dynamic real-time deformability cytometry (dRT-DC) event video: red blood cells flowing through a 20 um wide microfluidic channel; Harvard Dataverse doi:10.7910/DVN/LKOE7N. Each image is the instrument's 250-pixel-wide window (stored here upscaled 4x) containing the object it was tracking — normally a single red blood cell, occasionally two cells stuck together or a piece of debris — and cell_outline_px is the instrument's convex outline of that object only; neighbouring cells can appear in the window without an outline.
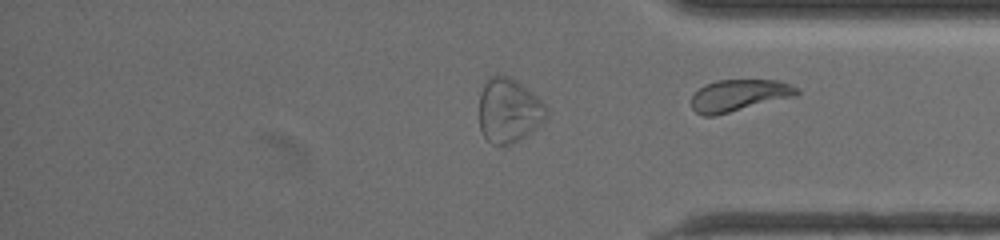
{"species": "common noctule bat (a hibernating species)", "species_latin": "Nyctalus noctula", "temperature_condition": "warm", "stored_images_in_passage": 54, "segment_of_instrument_passage": [3, 3], "camera_frame_rate_fps": 3000, "um_per_image_px": 0.085, "animal": {"sex": "female", "body_mass_g": 19.5, "forearm_length_mm": 54.1}, "frame": {"image": 1, "passage_image": 54, "time_ms": 17.667, "image_size_px": [1000, 240], "cell_outline_px": [[800, 92], [796, 96], [716, 116], [704, 116], [696, 112], [692, 108], [692, 96], [704, 84], [716, 80], [776, 80], [800, 88]], "centroid_in_image_um": [62.82, 8.11], "position_along_channel_um": 372.4, "area_um2": 19.65}}